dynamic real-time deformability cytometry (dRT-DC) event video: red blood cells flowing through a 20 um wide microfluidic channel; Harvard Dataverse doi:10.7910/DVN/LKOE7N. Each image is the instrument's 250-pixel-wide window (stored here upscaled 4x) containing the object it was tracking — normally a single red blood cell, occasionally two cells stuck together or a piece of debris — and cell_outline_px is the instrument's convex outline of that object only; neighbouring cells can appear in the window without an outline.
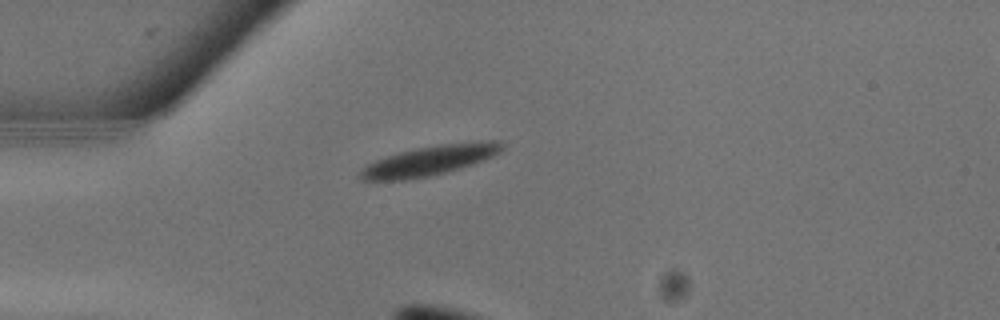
{"species": "common noctule bat (a hibernating species)", "species_latin": "Nyctalus noctula", "temperature_condition": "warm", "stored_images_in_passage": 11, "camera_frame_rate_fps": 3000, "um_per_image_px": 0.085, "animal": {"sex": "male", "body_mass_g": 13.3}, "frame": {"image": 1, "passage_image": 1, "time_ms": 0.0, "image_size_px": [1000, 320], "cell_outline_px": [[504, 148], [500, 152], [484, 160], [460, 168], [428, 176], [408, 180], [360, 180], [356, 176], [360, 168], [376, 160], [400, 152], [416, 148], [440, 144], [488, 140], [500, 140], [504, 144]], "centroid_in_image_um": [36.51, 13.64], "position_along_channel_um": 48.5, "area_um2": 24.74}}
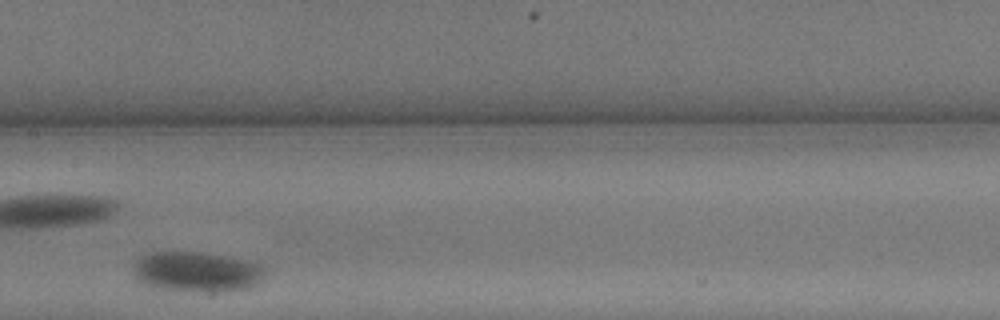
{"frame": {"image": 2, "passage_image": 8, "time_ms": 2.333, "image_size_px": [1000, 320], "cell_outline_px": [[264, 276], [256, 284], [248, 288], [152, 288], [144, 284], [132, 272], [132, 268], [136, 260], [140, 256], [152, 252], [196, 252], [248, 260], [260, 264], [264, 268]], "centroid_in_image_um": [16.66, 23.03], "position_along_channel_um": 190.7, "area_um2": 29.3}}
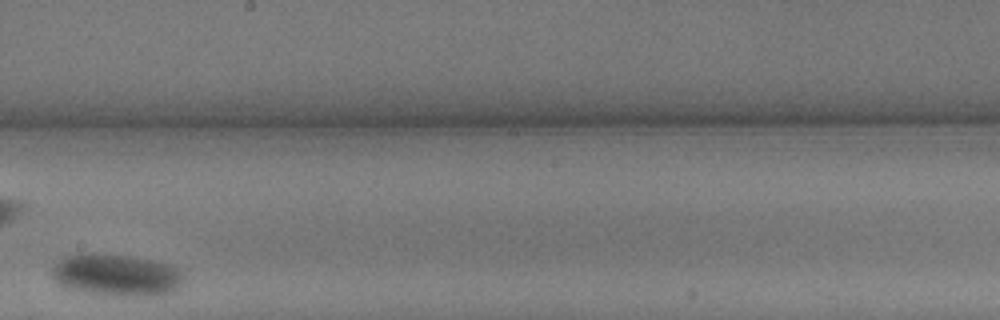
{"frame": {"image": 3, "passage_image": 10, "time_ms": 3.0, "image_size_px": [1000, 320], "cell_outline_px": [[188, 276], [172, 292], [160, 296], [108, 296], [84, 292], [68, 288], [60, 284], [52, 276], [52, 268], [60, 260], [68, 256], [80, 252], [100, 252], [132, 256], [172, 264], [188, 268]], "centroid_in_image_um": [10.03, 23.36], "position_along_channel_um": 238.2, "area_um2": 33.52}}